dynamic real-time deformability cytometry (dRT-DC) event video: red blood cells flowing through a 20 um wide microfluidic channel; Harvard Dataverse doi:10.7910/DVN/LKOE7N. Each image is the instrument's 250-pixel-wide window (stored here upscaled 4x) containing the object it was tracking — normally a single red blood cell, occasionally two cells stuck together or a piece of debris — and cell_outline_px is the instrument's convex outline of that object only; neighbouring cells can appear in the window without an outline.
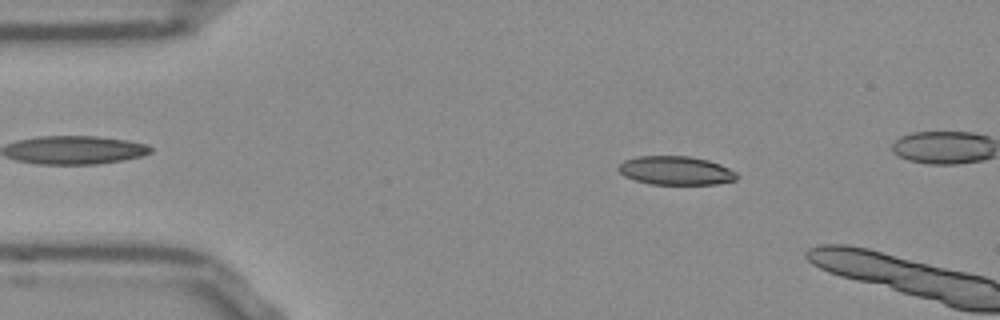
{"species": "Egyptian fruit bat (a non-hibernating species)", "species_latin": "Rousettus aegyptiacus", "temperature_condition": "room temperature", "stored_images_in_passage": 11, "camera_frame_rate_fps": 3000, "um_per_image_px": 0.085, "frame": {"image": 1, "passage_image": 8, "time_ms": 2.333, "image_size_px": [1000, 320], "cell_outline_px": [[740, 176], [736, 180], [716, 184], [648, 184], [624, 176], [616, 168], [624, 160], [640, 156], [688, 156], [708, 160], [720, 164], [736, 172]], "centroid_in_image_um": [57.45, 14.5], "position_along_channel_um": 27.6, "area_um2": 19.83}}